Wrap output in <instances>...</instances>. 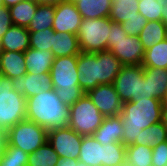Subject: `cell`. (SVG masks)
I'll return each mask as SVG.
<instances>
[{
  "label": "cell",
  "mask_w": 167,
  "mask_h": 166,
  "mask_svg": "<svg viewBox=\"0 0 167 166\" xmlns=\"http://www.w3.org/2000/svg\"><path fill=\"white\" fill-rule=\"evenodd\" d=\"M163 102L156 98H145L123 103L120 117L124 134L122 144L126 147L139 141V133L144 128L162 121Z\"/></svg>",
  "instance_id": "1"
},
{
  "label": "cell",
  "mask_w": 167,
  "mask_h": 166,
  "mask_svg": "<svg viewBox=\"0 0 167 166\" xmlns=\"http://www.w3.org/2000/svg\"><path fill=\"white\" fill-rule=\"evenodd\" d=\"M26 119L44 127L47 131L66 127L70 119V107L57 96L55 89L42 91L26 99Z\"/></svg>",
  "instance_id": "2"
},
{
  "label": "cell",
  "mask_w": 167,
  "mask_h": 166,
  "mask_svg": "<svg viewBox=\"0 0 167 166\" xmlns=\"http://www.w3.org/2000/svg\"><path fill=\"white\" fill-rule=\"evenodd\" d=\"M50 75L53 89L66 106H72L85 94L78 82L77 55L55 58Z\"/></svg>",
  "instance_id": "3"
},
{
  "label": "cell",
  "mask_w": 167,
  "mask_h": 166,
  "mask_svg": "<svg viewBox=\"0 0 167 166\" xmlns=\"http://www.w3.org/2000/svg\"><path fill=\"white\" fill-rule=\"evenodd\" d=\"M110 36L107 51L115 55L123 65H141L145 49L138 36H130L122 25L110 19Z\"/></svg>",
  "instance_id": "4"
},
{
  "label": "cell",
  "mask_w": 167,
  "mask_h": 166,
  "mask_svg": "<svg viewBox=\"0 0 167 166\" xmlns=\"http://www.w3.org/2000/svg\"><path fill=\"white\" fill-rule=\"evenodd\" d=\"M113 85L123 103L154 98L150 94L149 82L144 79L142 65H123Z\"/></svg>",
  "instance_id": "5"
},
{
  "label": "cell",
  "mask_w": 167,
  "mask_h": 166,
  "mask_svg": "<svg viewBox=\"0 0 167 166\" xmlns=\"http://www.w3.org/2000/svg\"><path fill=\"white\" fill-rule=\"evenodd\" d=\"M26 119V97L13 90L12 79L0 78V128L9 130Z\"/></svg>",
  "instance_id": "6"
},
{
  "label": "cell",
  "mask_w": 167,
  "mask_h": 166,
  "mask_svg": "<svg viewBox=\"0 0 167 166\" xmlns=\"http://www.w3.org/2000/svg\"><path fill=\"white\" fill-rule=\"evenodd\" d=\"M110 18H82L77 34L82 52L97 53L107 51L110 36Z\"/></svg>",
  "instance_id": "7"
},
{
  "label": "cell",
  "mask_w": 167,
  "mask_h": 166,
  "mask_svg": "<svg viewBox=\"0 0 167 166\" xmlns=\"http://www.w3.org/2000/svg\"><path fill=\"white\" fill-rule=\"evenodd\" d=\"M103 116L92 100L85 93L78 101L70 106L68 126L81 136H92L102 124Z\"/></svg>",
  "instance_id": "8"
},
{
  "label": "cell",
  "mask_w": 167,
  "mask_h": 166,
  "mask_svg": "<svg viewBox=\"0 0 167 166\" xmlns=\"http://www.w3.org/2000/svg\"><path fill=\"white\" fill-rule=\"evenodd\" d=\"M9 132V145L22 149L30 154L34 153L40 146L47 141L48 131L30 120H22Z\"/></svg>",
  "instance_id": "9"
},
{
  "label": "cell",
  "mask_w": 167,
  "mask_h": 166,
  "mask_svg": "<svg viewBox=\"0 0 167 166\" xmlns=\"http://www.w3.org/2000/svg\"><path fill=\"white\" fill-rule=\"evenodd\" d=\"M83 136L71 127H61L48 130L47 141L62 158L78 160Z\"/></svg>",
  "instance_id": "10"
},
{
  "label": "cell",
  "mask_w": 167,
  "mask_h": 166,
  "mask_svg": "<svg viewBox=\"0 0 167 166\" xmlns=\"http://www.w3.org/2000/svg\"><path fill=\"white\" fill-rule=\"evenodd\" d=\"M86 94L103 116H116L122 112L123 102L113 83L98 85Z\"/></svg>",
  "instance_id": "11"
},
{
  "label": "cell",
  "mask_w": 167,
  "mask_h": 166,
  "mask_svg": "<svg viewBox=\"0 0 167 166\" xmlns=\"http://www.w3.org/2000/svg\"><path fill=\"white\" fill-rule=\"evenodd\" d=\"M78 82L82 90L87 93L99 85V52H80L77 55Z\"/></svg>",
  "instance_id": "12"
},
{
  "label": "cell",
  "mask_w": 167,
  "mask_h": 166,
  "mask_svg": "<svg viewBox=\"0 0 167 166\" xmlns=\"http://www.w3.org/2000/svg\"><path fill=\"white\" fill-rule=\"evenodd\" d=\"M82 16L74 2L68 0L55 5V16L52 29L54 32H69L78 34Z\"/></svg>",
  "instance_id": "13"
},
{
  "label": "cell",
  "mask_w": 167,
  "mask_h": 166,
  "mask_svg": "<svg viewBox=\"0 0 167 166\" xmlns=\"http://www.w3.org/2000/svg\"><path fill=\"white\" fill-rule=\"evenodd\" d=\"M13 90L27 98L38 95L42 91L53 89L50 73L25 75L12 79Z\"/></svg>",
  "instance_id": "14"
},
{
  "label": "cell",
  "mask_w": 167,
  "mask_h": 166,
  "mask_svg": "<svg viewBox=\"0 0 167 166\" xmlns=\"http://www.w3.org/2000/svg\"><path fill=\"white\" fill-rule=\"evenodd\" d=\"M124 134L123 124L120 115L108 116L103 119L102 124L92 136L102 145L120 142Z\"/></svg>",
  "instance_id": "15"
},
{
  "label": "cell",
  "mask_w": 167,
  "mask_h": 166,
  "mask_svg": "<svg viewBox=\"0 0 167 166\" xmlns=\"http://www.w3.org/2000/svg\"><path fill=\"white\" fill-rule=\"evenodd\" d=\"M30 48V36L26 27L12 25L0 39V51L25 52Z\"/></svg>",
  "instance_id": "16"
},
{
  "label": "cell",
  "mask_w": 167,
  "mask_h": 166,
  "mask_svg": "<svg viewBox=\"0 0 167 166\" xmlns=\"http://www.w3.org/2000/svg\"><path fill=\"white\" fill-rule=\"evenodd\" d=\"M24 58L27 72L39 75L42 73H50L55 59L51 50L41 51L33 48H28L24 52Z\"/></svg>",
  "instance_id": "17"
},
{
  "label": "cell",
  "mask_w": 167,
  "mask_h": 166,
  "mask_svg": "<svg viewBox=\"0 0 167 166\" xmlns=\"http://www.w3.org/2000/svg\"><path fill=\"white\" fill-rule=\"evenodd\" d=\"M0 62L4 77L14 79L27 73L24 52L0 51Z\"/></svg>",
  "instance_id": "18"
},
{
  "label": "cell",
  "mask_w": 167,
  "mask_h": 166,
  "mask_svg": "<svg viewBox=\"0 0 167 166\" xmlns=\"http://www.w3.org/2000/svg\"><path fill=\"white\" fill-rule=\"evenodd\" d=\"M51 51L55 58L78 55L81 49L77 35L69 32H53Z\"/></svg>",
  "instance_id": "19"
},
{
  "label": "cell",
  "mask_w": 167,
  "mask_h": 166,
  "mask_svg": "<svg viewBox=\"0 0 167 166\" xmlns=\"http://www.w3.org/2000/svg\"><path fill=\"white\" fill-rule=\"evenodd\" d=\"M74 2L82 18L109 17L112 0H68Z\"/></svg>",
  "instance_id": "20"
},
{
  "label": "cell",
  "mask_w": 167,
  "mask_h": 166,
  "mask_svg": "<svg viewBox=\"0 0 167 166\" xmlns=\"http://www.w3.org/2000/svg\"><path fill=\"white\" fill-rule=\"evenodd\" d=\"M79 162L89 166H103V145L93 136H83Z\"/></svg>",
  "instance_id": "21"
},
{
  "label": "cell",
  "mask_w": 167,
  "mask_h": 166,
  "mask_svg": "<svg viewBox=\"0 0 167 166\" xmlns=\"http://www.w3.org/2000/svg\"><path fill=\"white\" fill-rule=\"evenodd\" d=\"M144 79L149 82L150 94L163 102L167 95V69L144 67Z\"/></svg>",
  "instance_id": "22"
},
{
  "label": "cell",
  "mask_w": 167,
  "mask_h": 166,
  "mask_svg": "<svg viewBox=\"0 0 167 166\" xmlns=\"http://www.w3.org/2000/svg\"><path fill=\"white\" fill-rule=\"evenodd\" d=\"M122 66L123 64L111 52H99V85L113 83Z\"/></svg>",
  "instance_id": "23"
},
{
  "label": "cell",
  "mask_w": 167,
  "mask_h": 166,
  "mask_svg": "<svg viewBox=\"0 0 167 166\" xmlns=\"http://www.w3.org/2000/svg\"><path fill=\"white\" fill-rule=\"evenodd\" d=\"M145 50L167 38V27L163 21H148L139 35Z\"/></svg>",
  "instance_id": "24"
},
{
  "label": "cell",
  "mask_w": 167,
  "mask_h": 166,
  "mask_svg": "<svg viewBox=\"0 0 167 166\" xmlns=\"http://www.w3.org/2000/svg\"><path fill=\"white\" fill-rule=\"evenodd\" d=\"M36 0H24L9 8L13 25L28 27L38 7Z\"/></svg>",
  "instance_id": "25"
},
{
  "label": "cell",
  "mask_w": 167,
  "mask_h": 166,
  "mask_svg": "<svg viewBox=\"0 0 167 166\" xmlns=\"http://www.w3.org/2000/svg\"><path fill=\"white\" fill-rule=\"evenodd\" d=\"M167 141V127L160 121L156 124L144 128L139 133V141H135L132 145H143L151 148Z\"/></svg>",
  "instance_id": "26"
},
{
  "label": "cell",
  "mask_w": 167,
  "mask_h": 166,
  "mask_svg": "<svg viewBox=\"0 0 167 166\" xmlns=\"http://www.w3.org/2000/svg\"><path fill=\"white\" fill-rule=\"evenodd\" d=\"M138 13V0H112L109 18L113 22L122 24Z\"/></svg>",
  "instance_id": "27"
},
{
  "label": "cell",
  "mask_w": 167,
  "mask_h": 166,
  "mask_svg": "<svg viewBox=\"0 0 167 166\" xmlns=\"http://www.w3.org/2000/svg\"><path fill=\"white\" fill-rule=\"evenodd\" d=\"M144 67L167 69V38L145 50L141 64Z\"/></svg>",
  "instance_id": "28"
},
{
  "label": "cell",
  "mask_w": 167,
  "mask_h": 166,
  "mask_svg": "<svg viewBox=\"0 0 167 166\" xmlns=\"http://www.w3.org/2000/svg\"><path fill=\"white\" fill-rule=\"evenodd\" d=\"M55 16V5L38 4L37 11L32 17L30 25L27 27L29 32L52 28Z\"/></svg>",
  "instance_id": "29"
},
{
  "label": "cell",
  "mask_w": 167,
  "mask_h": 166,
  "mask_svg": "<svg viewBox=\"0 0 167 166\" xmlns=\"http://www.w3.org/2000/svg\"><path fill=\"white\" fill-rule=\"evenodd\" d=\"M59 155L53 147L46 141L34 153L28 155L27 166H55Z\"/></svg>",
  "instance_id": "30"
},
{
  "label": "cell",
  "mask_w": 167,
  "mask_h": 166,
  "mask_svg": "<svg viewBox=\"0 0 167 166\" xmlns=\"http://www.w3.org/2000/svg\"><path fill=\"white\" fill-rule=\"evenodd\" d=\"M152 148L143 145L126 146V165L152 166Z\"/></svg>",
  "instance_id": "31"
},
{
  "label": "cell",
  "mask_w": 167,
  "mask_h": 166,
  "mask_svg": "<svg viewBox=\"0 0 167 166\" xmlns=\"http://www.w3.org/2000/svg\"><path fill=\"white\" fill-rule=\"evenodd\" d=\"M126 165V147L120 143L103 145V166Z\"/></svg>",
  "instance_id": "32"
},
{
  "label": "cell",
  "mask_w": 167,
  "mask_h": 166,
  "mask_svg": "<svg viewBox=\"0 0 167 166\" xmlns=\"http://www.w3.org/2000/svg\"><path fill=\"white\" fill-rule=\"evenodd\" d=\"M28 155L22 149L9 145L0 156V166H27Z\"/></svg>",
  "instance_id": "33"
},
{
  "label": "cell",
  "mask_w": 167,
  "mask_h": 166,
  "mask_svg": "<svg viewBox=\"0 0 167 166\" xmlns=\"http://www.w3.org/2000/svg\"><path fill=\"white\" fill-rule=\"evenodd\" d=\"M53 32L54 30L52 28L29 32L30 48L39 49L41 51L51 50L53 42Z\"/></svg>",
  "instance_id": "34"
},
{
  "label": "cell",
  "mask_w": 167,
  "mask_h": 166,
  "mask_svg": "<svg viewBox=\"0 0 167 166\" xmlns=\"http://www.w3.org/2000/svg\"><path fill=\"white\" fill-rule=\"evenodd\" d=\"M163 5L156 0H138V13L148 21H162Z\"/></svg>",
  "instance_id": "35"
},
{
  "label": "cell",
  "mask_w": 167,
  "mask_h": 166,
  "mask_svg": "<svg viewBox=\"0 0 167 166\" xmlns=\"http://www.w3.org/2000/svg\"><path fill=\"white\" fill-rule=\"evenodd\" d=\"M147 22V18H145L142 14L137 13L136 17H132L131 19L126 20L121 25L128 35L139 37L142 28L146 25Z\"/></svg>",
  "instance_id": "36"
},
{
  "label": "cell",
  "mask_w": 167,
  "mask_h": 166,
  "mask_svg": "<svg viewBox=\"0 0 167 166\" xmlns=\"http://www.w3.org/2000/svg\"><path fill=\"white\" fill-rule=\"evenodd\" d=\"M152 166H166L167 164V141L152 148Z\"/></svg>",
  "instance_id": "37"
},
{
  "label": "cell",
  "mask_w": 167,
  "mask_h": 166,
  "mask_svg": "<svg viewBox=\"0 0 167 166\" xmlns=\"http://www.w3.org/2000/svg\"><path fill=\"white\" fill-rule=\"evenodd\" d=\"M13 25L9 8L2 6L0 8V39L4 33Z\"/></svg>",
  "instance_id": "38"
},
{
  "label": "cell",
  "mask_w": 167,
  "mask_h": 166,
  "mask_svg": "<svg viewBox=\"0 0 167 166\" xmlns=\"http://www.w3.org/2000/svg\"><path fill=\"white\" fill-rule=\"evenodd\" d=\"M9 146V132L6 129H0V156Z\"/></svg>",
  "instance_id": "39"
},
{
  "label": "cell",
  "mask_w": 167,
  "mask_h": 166,
  "mask_svg": "<svg viewBox=\"0 0 167 166\" xmlns=\"http://www.w3.org/2000/svg\"><path fill=\"white\" fill-rule=\"evenodd\" d=\"M78 163L79 161L76 159L59 157L58 162L55 166H76Z\"/></svg>",
  "instance_id": "40"
},
{
  "label": "cell",
  "mask_w": 167,
  "mask_h": 166,
  "mask_svg": "<svg viewBox=\"0 0 167 166\" xmlns=\"http://www.w3.org/2000/svg\"><path fill=\"white\" fill-rule=\"evenodd\" d=\"M158 2L163 5L164 11L162 12V21L167 22V0H158Z\"/></svg>",
  "instance_id": "41"
},
{
  "label": "cell",
  "mask_w": 167,
  "mask_h": 166,
  "mask_svg": "<svg viewBox=\"0 0 167 166\" xmlns=\"http://www.w3.org/2000/svg\"><path fill=\"white\" fill-rule=\"evenodd\" d=\"M39 4H49V5H57L60 2L66 0H36Z\"/></svg>",
  "instance_id": "42"
},
{
  "label": "cell",
  "mask_w": 167,
  "mask_h": 166,
  "mask_svg": "<svg viewBox=\"0 0 167 166\" xmlns=\"http://www.w3.org/2000/svg\"><path fill=\"white\" fill-rule=\"evenodd\" d=\"M24 1V0H2L3 5L7 8H10L11 6H14L15 4Z\"/></svg>",
  "instance_id": "43"
},
{
  "label": "cell",
  "mask_w": 167,
  "mask_h": 166,
  "mask_svg": "<svg viewBox=\"0 0 167 166\" xmlns=\"http://www.w3.org/2000/svg\"><path fill=\"white\" fill-rule=\"evenodd\" d=\"M162 121L167 127V108H163V116H162Z\"/></svg>",
  "instance_id": "44"
},
{
  "label": "cell",
  "mask_w": 167,
  "mask_h": 166,
  "mask_svg": "<svg viewBox=\"0 0 167 166\" xmlns=\"http://www.w3.org/2000/svg\"><path fill=\"white\" fill-rule=\"evenodd\" d=\"M163 108H167V95L163 101Z\"/></svg>",
  "instance_id": "45"
},
{
  "label": "cell",
  "mask_w": 167,
  "mask_h": 166,
  "mask_svg": "<svg viewBox=\"0 0 167 166\" xmlns=\"http://www.w3.org/2000/svg\"><path fill=\"white\" fill-rule=\"evenodd\" d=\"M3 77V72H2V66H1V62H0V78Z\"/></svg>",
  "instance_id": "46"
},
{
  "label": "cell",
  "mask_w": 167,
  "mask_h": 166,
  "mask_svg": "<svg viewBox=\"0 0 167 166\" xmlns=\"http://www.w3.org/2000/svg\"><path fill=\"white\" fill-rule=\"evenodd\" d=\"M76 166H89V165H86V164H84L82 162H79Z\"/></svg>",
  "instance_id": "47"
},
{
  "label": "cell",
  "mask_w": 167,
  "mask_h": 166,
  "mask_svg": "<svg viewBox=\"0 0 167 166\" xmlns=\"http://www.w3.org/2000/svg\"><path fill=\"white\" fill-rule=\"evenodd\" d=\"M4 6L2 0H0V8Z\"/></svg>",
  "instance_id": "48"
}]
</instances>
